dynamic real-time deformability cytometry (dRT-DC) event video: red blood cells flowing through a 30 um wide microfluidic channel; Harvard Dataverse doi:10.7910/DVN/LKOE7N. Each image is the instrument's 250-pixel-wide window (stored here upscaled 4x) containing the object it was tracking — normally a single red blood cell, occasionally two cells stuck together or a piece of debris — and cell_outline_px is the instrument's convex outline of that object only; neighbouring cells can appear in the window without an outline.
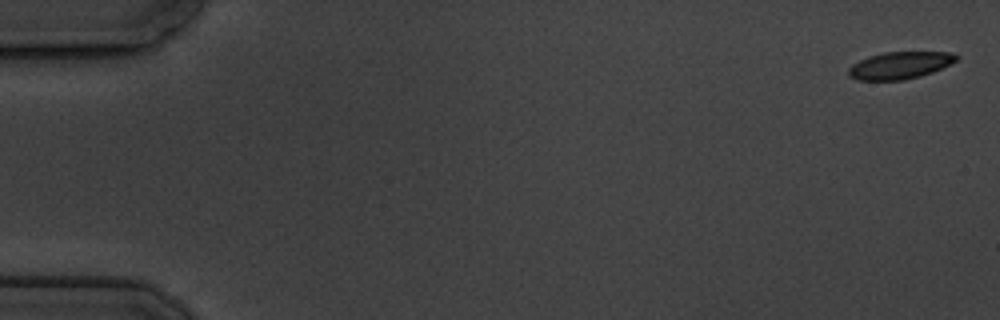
{"species": "common noctule bat (a hibernating species)", "species_latin": "Nyctalus noctula", "temperature_condition": "cold", "stored_images_in_passage": 5, "camera_frame_rate_fps": 3000, "um_per_image_px": 0.085, "animal": {"sex": "male", "body_mass_g": 19.5, "forearm_length_mm": 54.6}, "frame": {"image": 1, "passage_image": 1, "time_ms": 0.0, "image_size_px": [1000, 320], "cell_outline_px": [[960, 56], [956, 60], [932, 72], [920, 76], [904, 80], [856, 80], [848, 76], [848, 68], [852, 64], [868, 56], [884, 52], [952, 52]], "centroid_in_image_um": [76.45, 5.55], "position_along_channel_um": 8.6, "area_um2": 17.05}}